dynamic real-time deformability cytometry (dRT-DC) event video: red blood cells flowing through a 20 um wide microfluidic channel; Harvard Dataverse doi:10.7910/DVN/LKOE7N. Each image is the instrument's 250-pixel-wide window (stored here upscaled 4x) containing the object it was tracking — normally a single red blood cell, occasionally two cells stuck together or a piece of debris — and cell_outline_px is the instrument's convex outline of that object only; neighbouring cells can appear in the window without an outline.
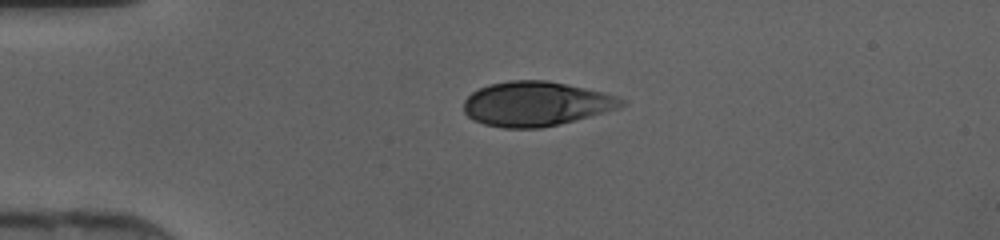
{"species": "human", "species_latin": "Homo sapiens", "temperature_condition": "cold", "stored_images_in_passage": 36, "camera_frame_rate_fps": 3000, "um_per_image_px": 0.085, "donor": {"sex": "female"}, "frame": {"image": 1, "passage_image": 1, "time_ms": 0.0, "image_size_px": [1000, 240], "cell_outline_px": [[628, 104], [620, 108], [592, 116], [576, 120], [540, 128], [504, 128], [484, 124], [472, 120], [464, 112], [464, 100], [472, 92], [488, 84], [508, 80], [544, 80], [584, 88], [616, 96], [624, 100]], "centroid_in_image_um": [45.55, 8.83], "position_along_channel_um": 39.5, "area_um2": 40.92}}
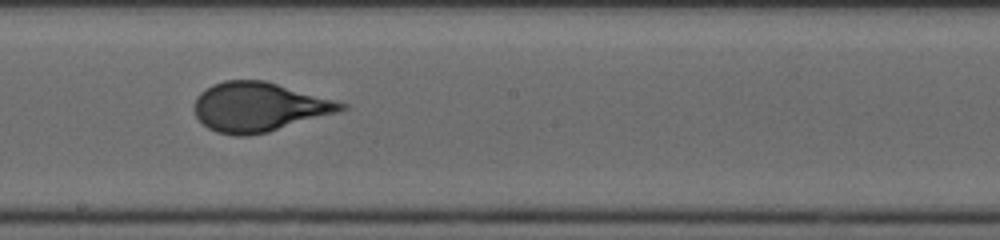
{"frame": {"image": 2, "passage_image": 16, "time_ms": 5.0, "image_size_px": [1000, 240], "cell_outline_px": [[348, 108], [340, 112], [268, 132], [248, 136], [236, 136], [216, 132], [208, 128], [196, 116], [192, 104], [196, 96], [200, 92], [212, 84], [224, 80], [264, 80], [348, 104]], "centroid_in_image_um": [21.98, 9.1], "position_along_channel_um": 226.2, "area_um2": 42.31}}
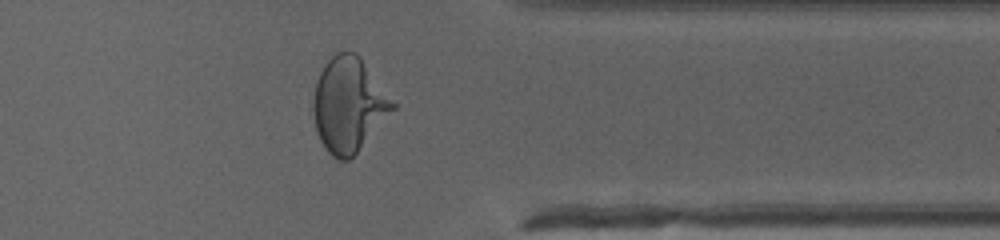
{"frame": {"image": 3, "passage_image": 27, "time_ms": 8.667, "image_size_px": [1000, 240], "cell_outline_px": [[396, 108], [356, 152], [348, 160], [336, 160], [324, 148], [316, 132], [312, 112], [312, 104], [316, 80], [320, 72], [328, 60], [336, 52], [356, 52], [360, 56], [396, 104]], "centroid_in_image_um": [29.61, 8.9], "position_along_channel_um": 381.8, "area_um2": 43.64}}